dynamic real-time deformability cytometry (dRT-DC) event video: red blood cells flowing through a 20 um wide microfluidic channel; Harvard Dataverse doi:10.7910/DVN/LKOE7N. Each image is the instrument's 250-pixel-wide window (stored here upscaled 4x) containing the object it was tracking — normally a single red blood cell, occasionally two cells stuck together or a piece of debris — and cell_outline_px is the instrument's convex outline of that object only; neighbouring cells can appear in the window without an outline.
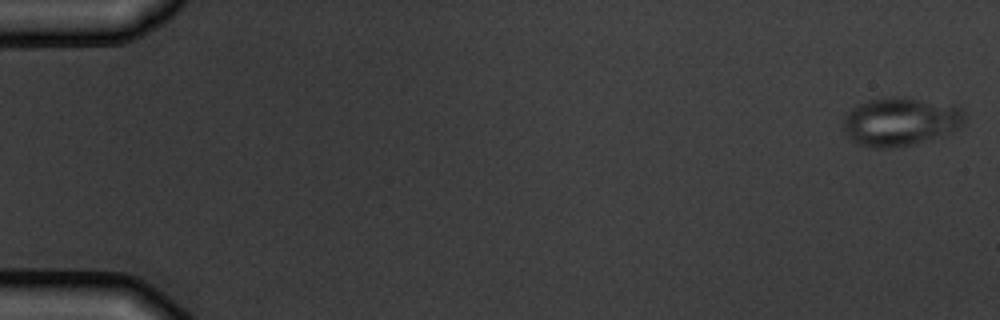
{"species": "common noctule bat (a hibernating species)", "species_latin": "Nyctalus noctula", "temperature_condition": "warm", "stored_images_in_passage": 11, "camera_frame_rate_fps": 3000, "um_per_image_px": 0.085, "animal": {"sex": "male", "body_mass_g": 19.5, "forearm_length_mm": 54.6}, "frame": {"image": 1, "passage_image": 1, "time_ms": 0.0, "image_size_px": [1000, 320], "cell_outline_px": [[964, 124], [956, 128], [928, 140], [912, 144], [892, 148], [872, 148], [856, 144], [844, 132], [844, 116], [856, 104], [880, 96], [900, 96], [964, 108]], "centroid_in_image_um": [76.46, 10.32], "position_along_channel_um": 8.5, "area_um2": 34.22}}
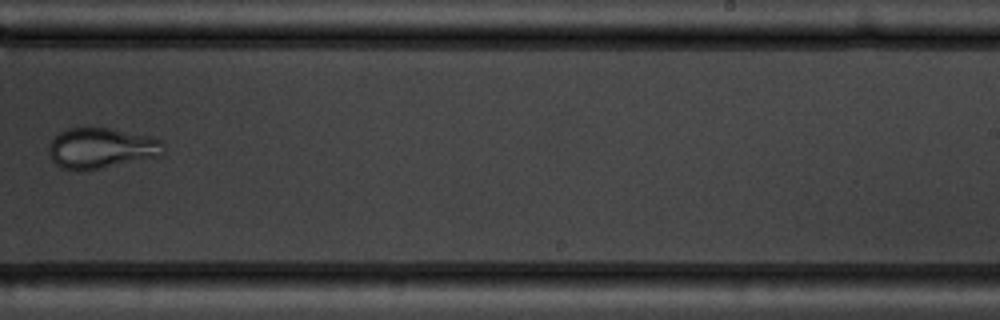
{"frame": {"image": 2, "passage_image": 10, "time_ms": 11.333, "image_size_px": [1000, 320], "cell_outline_px": [[164, 152], [160, 156], [88, 172], [84, 172], [60, 168], [52, 160], [48, 152], [48, 144], [60, 132], [68, 128], [108, 128], [148, 136], [160, 140], [164, 144]], "centroid_in_image_um": [8.58, 12.63], "position_along_channel_um": 280.4, "area_um2": 27.51}}